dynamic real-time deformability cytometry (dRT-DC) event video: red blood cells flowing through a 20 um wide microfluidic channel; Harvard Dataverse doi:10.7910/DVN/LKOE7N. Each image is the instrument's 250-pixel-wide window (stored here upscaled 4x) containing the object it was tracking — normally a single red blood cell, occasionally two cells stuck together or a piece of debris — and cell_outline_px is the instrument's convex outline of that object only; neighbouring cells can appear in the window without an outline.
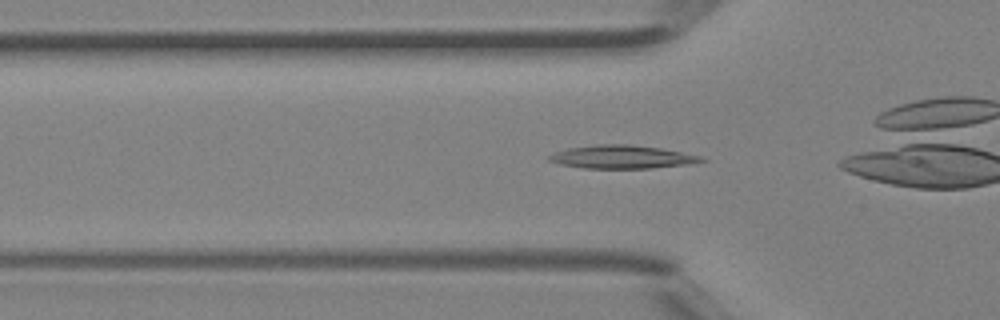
{"species": "Egyptian fruit bat (a non-hibernating species)", "species_latin": "Rousettus aegyptiacus", "temperature_condition": "room temperature", "stored_images_in_passage": 44, "camera_frame_rate_fps": 3000, "um_per_image_px": 0.085, "animal": {"sex": "female"}, "frame": {"image": 1, "passage_image": 13, "time_ms": 4.0, "image_size_px": [1000, 320], "cell_outline_px": [[708, 160], [696, 164], [652, 168], [584, 168], [560, 164], [548, 160], [548, 156], [556, 152], [568, 148], [600, 144], [628, 144], [660, 148], [700, 156]], "centroid_in_image_um": [52.92, 13.34], "position_along_channel_um": 72.9, "area_um2": 20.58}}
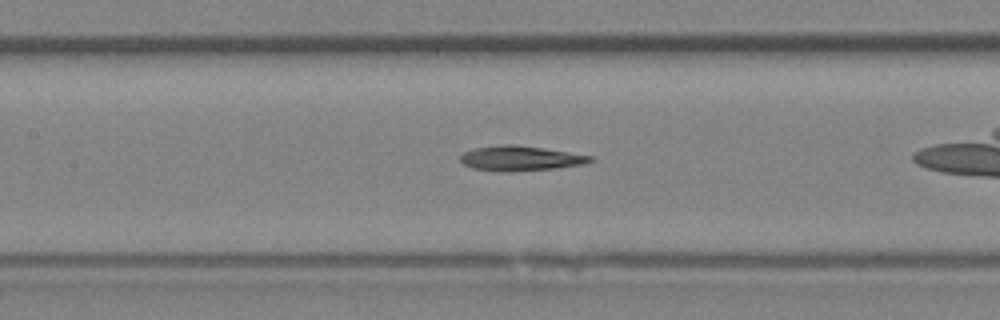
{"frame": {"image": 2, "passage_image": 19, "time_ms": 6.0, "image_size_px": [1000, 320], "cell_outline_px": [[596, 160], [584, 164], [556, 168], [500, 172], [472, 168], [464, 164], [460, 160], [460, 156], [464, 152], [472, 148], [504, 144], [516, 144], [544, 148], [592, 156]], "centroid_in_image_um": [44.22, 13.45], "position_along_channel_um": 163.2, "area_um2": 18.9}}